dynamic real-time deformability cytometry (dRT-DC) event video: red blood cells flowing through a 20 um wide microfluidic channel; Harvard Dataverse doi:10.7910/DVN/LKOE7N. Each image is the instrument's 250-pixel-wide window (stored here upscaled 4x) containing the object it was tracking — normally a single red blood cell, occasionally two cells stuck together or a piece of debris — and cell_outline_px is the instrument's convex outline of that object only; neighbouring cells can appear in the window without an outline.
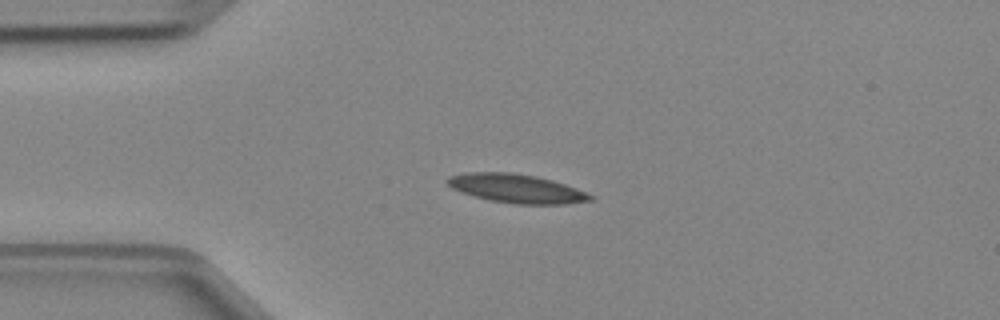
{"species": "Egyptian fruit bat (a non-hibernating species)", "species_latin": "Rousettus aegyptiacus", "temperature_condition": "cold", "stored_images_in_passage": 5, "camera_frame_rate_fps": 3000, "um_per_image_px": 0.085, "animal": {"sex": "female"}, "frame": {"image": 1, "passage_image": 2, "time_ms": 0.333, "image_size_px": [1000, 320], "cell_outline_px": [[596, 196], [592, 200], [568, 204], [516, 204], [492, 200], [460, 192], [452, 188], [444, 180], [448, 176], [464, 172], [512, 172], [536, 176], [552, 180], [588, 192]], "centroid_in_image_um": [43.91, 16.01], "position_along_channel_um": 41.1, "area_um2": 24.1}}